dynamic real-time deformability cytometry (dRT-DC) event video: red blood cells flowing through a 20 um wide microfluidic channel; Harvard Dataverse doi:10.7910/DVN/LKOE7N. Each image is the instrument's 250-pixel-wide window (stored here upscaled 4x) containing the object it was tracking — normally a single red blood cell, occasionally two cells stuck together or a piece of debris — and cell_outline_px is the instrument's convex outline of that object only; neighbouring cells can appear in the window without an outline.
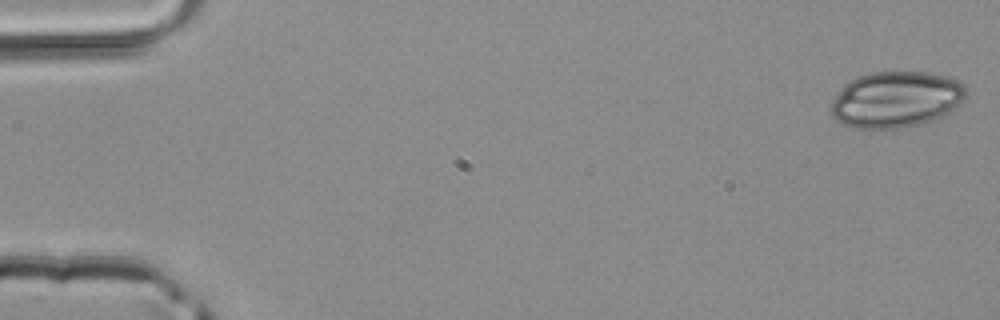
{"species": "common noctule bat (a hibernating species)", "species_latin": "Nyctalus noctula", "temperature_condition": "room temperature", "stored_images_in_passage": 48, "camera_frame_rate_fps": 3000, "um_per_image_px": 0.085, "animal": {"sex": "male", "body_mass_g": 20.4}, "frame": {"image": 1, "passage_image": 1, "time_ms": 0.0, "image_size_px": [1000, 320], "cell_outline_px": [[968, 92], [964, 100], [940, 116], [932, 120], [920, 124], [900, 128], [856, 128], [844, 124], [836, 120], [832, 116], [832, 100], [840, 88], [848, 80], [856, 76], [868, 72], [928, 72], [944, 76], [956, 80]], "centroid_in_image_um": [76.11, 8.44], "position_along_channel_um": 8.9, "area_um2": 43.99}}
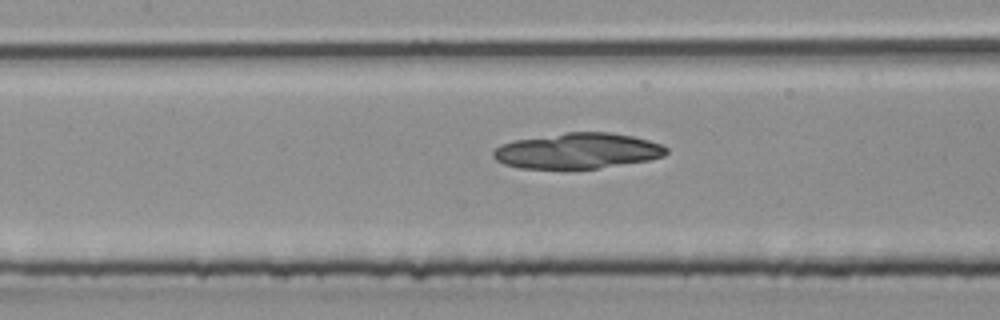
{"frame": {"image": 2, "passage_image": 22, "time_ms": 7.0, "image_size_px": [1000, 320], "cell_outline_px": [[668, 152], [664, 156], [648, 160], [596, 168], [520, 168], [504, 164], [496, 160], [492, 156], [492, 152], [500, 144], [512, 140], [564, 132], [608, 132], [632, 136], [664, 144], [668, 148]], "centroid_in_image_um": [49.08, 12.81], "position_along_channel_um": 158.3, "area_um2": 35.95}}
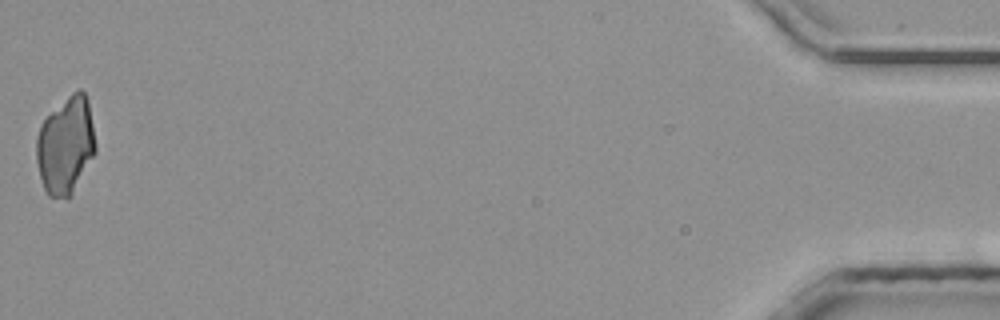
{"frame": {"image": 3, "passage_image": 48, "time_ms": 15.667, "image_size_px": [1000, 320], "cell_outline_px": [[96, 152], [72, 196], [68, 200], [48, 196], [40, 180], [36, 160], [36, 140], [40, 124], [72, 92], [80, 88], [84, 92], [88, 100], [96, 148]], "centroid_in_image_um": [5.57, 12.42], "position_along_channel_um": 429.6, "area_um2": 33.76}}